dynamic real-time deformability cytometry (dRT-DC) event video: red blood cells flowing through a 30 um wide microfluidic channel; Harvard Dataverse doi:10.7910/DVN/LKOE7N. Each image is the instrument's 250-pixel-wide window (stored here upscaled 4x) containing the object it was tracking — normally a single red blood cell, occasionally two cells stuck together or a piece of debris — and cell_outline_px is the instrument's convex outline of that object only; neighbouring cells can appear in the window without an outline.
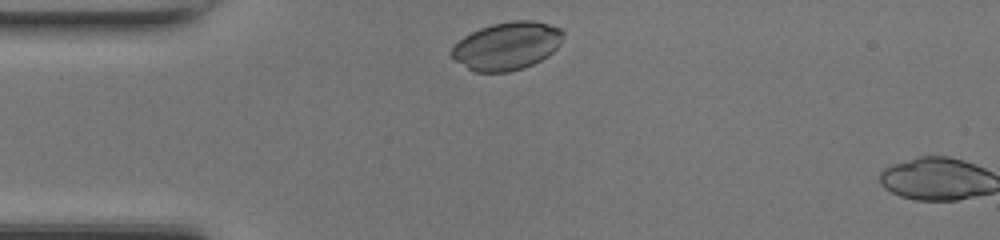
{"species": "common noctule bat (a hibernating species)", "species_latin": "Nyctalus noctula", "temperature_condition": "room temperature", "stored_images_in_passage": 2, "camera_frame_rate_fps": 3000, "um_per_image_px": 0.085, "animal": {"sex": "female", "body_mass_g": 17.0, "forearm_length_mm": 48.0}, "frame": {"image": 1, "passage_image": 1, "time_ms": 0.0, "image_size_px": [1000, 240], "cell_outline_px": [[564, 32], [560, 44], [548, 56], [524, 68], [508, 72], [476, 72], [468, 68], [456, 60], [448, 52], [464, 36], [480, 28], [492, 24], [512, 20], [532, 20], [548, 24], [560, 28]], "centroid_in_image_um": [43.1, 3.9], "position_along_channel_um": 41.9, "area_um2": 30.98}}